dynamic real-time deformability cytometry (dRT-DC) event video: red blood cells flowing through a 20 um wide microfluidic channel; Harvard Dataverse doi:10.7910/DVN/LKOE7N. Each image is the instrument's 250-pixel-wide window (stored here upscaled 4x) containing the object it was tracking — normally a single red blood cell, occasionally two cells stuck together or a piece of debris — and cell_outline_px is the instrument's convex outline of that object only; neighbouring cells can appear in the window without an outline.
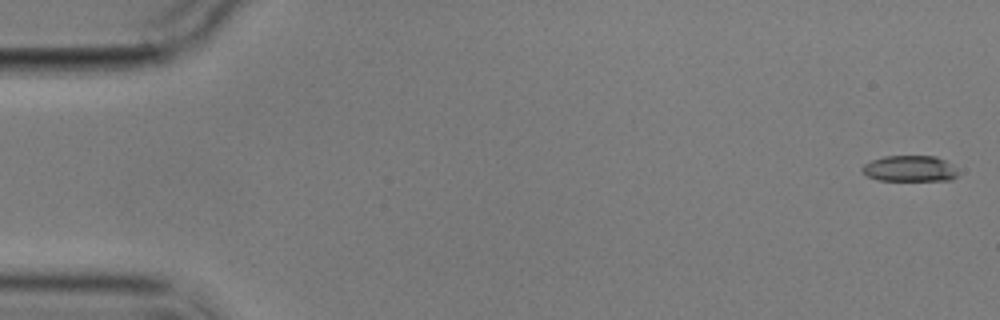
{"species": "common noctule bat (a hibernating species)", "species_latin": "Nyctalus noctula", "temperature_condition": "cold", "stored_images_in_passage": 5, "camera_frame_rate_fps": 3000, "um_per_image_px": 0.085, "animal": {"sex": "male", "body_mass_g": 17.9}, "frame": {"image": 1, "passage_image": 1, "time_ms": 0.0, "image_size_px": [1000, 320], "cell_outline_px": [[956, 176], [952, 180], [880, 180], [868, 176], [860, 168], [864, 164], [872, 160], [884, 156], [936, 156], [944, 160], [956, 172]], "centroid_in_image_um": [77.27, 14.33], "position_along_channel_um": 7.7, "area_um2": 14.16}}
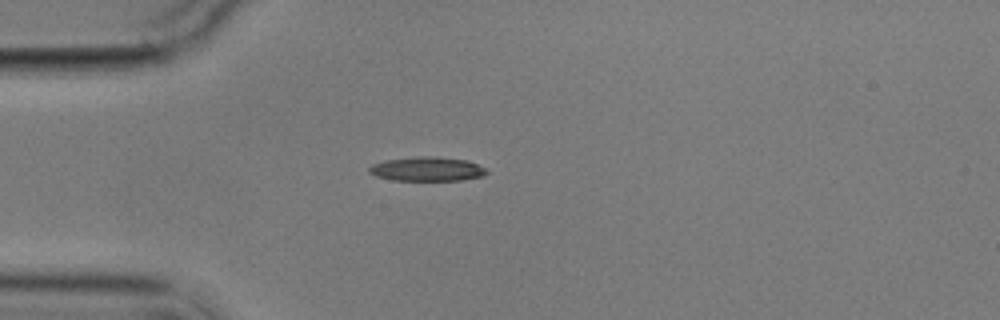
{"frame": {"image": 2, "passage_image": 5, "time_ms": 4.667, "image_size_px": [1000, 320], "cell_outline_px": [[488, 172], [484, 176], [460, 180], [392, 180], [376, 176], [368, 172], [368, 168], [372, 164], [388, 160], [420, 156], [432, 156], [468, 160], [484, 168]], "centroid_in_image_um": [36.3, 14.37], "position_along_channel_um": 48.7, "area_um2": 16.42}}